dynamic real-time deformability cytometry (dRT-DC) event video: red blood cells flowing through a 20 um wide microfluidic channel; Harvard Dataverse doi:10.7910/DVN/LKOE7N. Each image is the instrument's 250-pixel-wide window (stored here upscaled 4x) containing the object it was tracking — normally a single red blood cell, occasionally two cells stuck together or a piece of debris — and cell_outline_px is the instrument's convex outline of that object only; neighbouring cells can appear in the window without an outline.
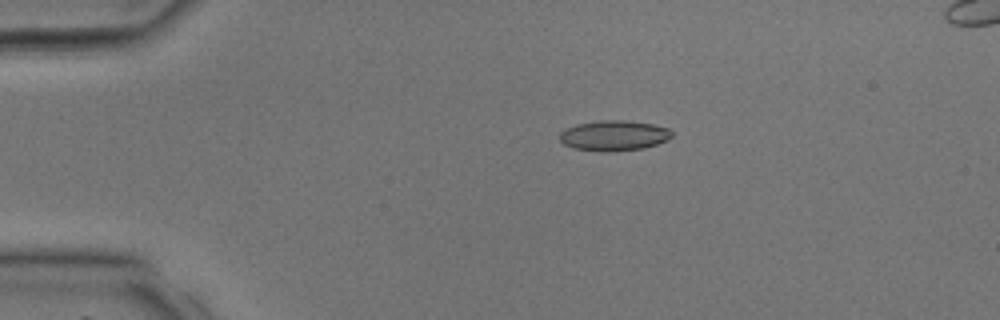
{"species": "common noctule bat (a hibernating species)", "species_latin": "Nyctalus noctula", "temperature_condition": "room temperature", "stored_images_in_passage": 38, "camera_frame_rate_fps": 3000, "um_per_image_px": 0.085, "animal": {"sex": "male", "body_mass_g": 17.9, "forearm_length_mm": 54.2}, "frame": {"image": 1, "passage_image": 8, "time_ms": 2.333, "image_size_px": [1000, 320], "cell_outline_px": [[672, 136], [656, 144], [644, 148], [616, 152], [600, 152], [572, 148], [564, 144], [560, 140], [560, 132], [576, 124], [600, 120], [624, 120], [652, 124], [668, 128], [672, 132]], "centroid_in_image_um": [52.16, 11.53], "position_along_channel_um": 32.8, "area_um2": 19.88}}
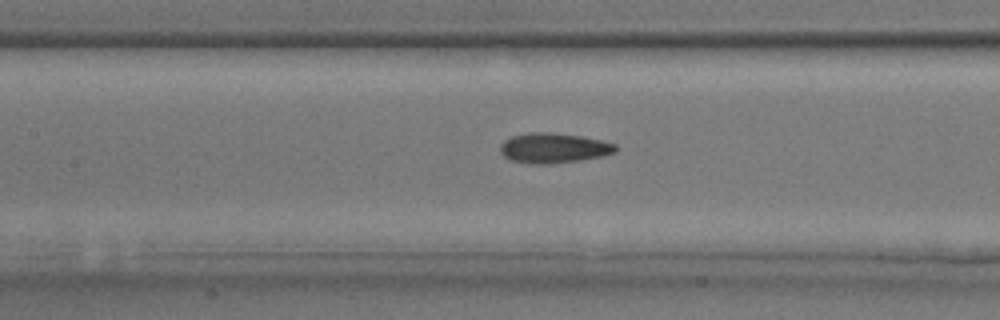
{"frame": {"image": 2, "passage_image": 18, "time_ms": 5.667, "image_size_px": [1000, 320], "cell_outline_px": [[616, 152], [604, 156], [548, 164], [532, 164], [512, 160], [504, 156], [500, 152], [500, 144], [504, 140], [512, 136], [528, 132], [548, 132], [580, 136], [604, 140], [616, 144]], "centroid_in_image_um": [47.06, 12.57], "position_along_channel_um": 160.3, "area_um2": 20.17}}
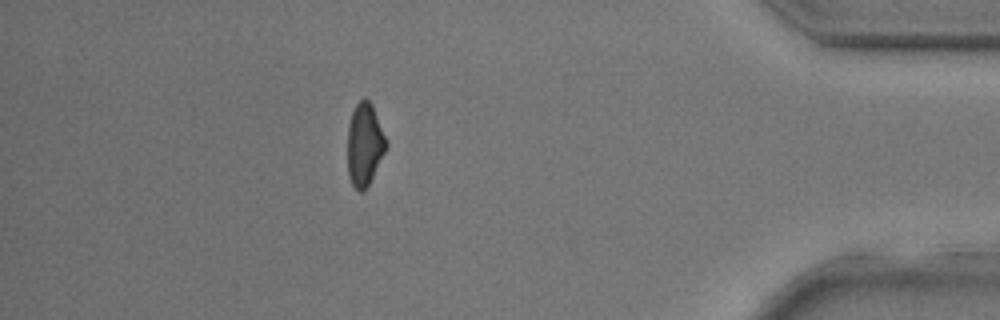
{"frame": {"image": 3, "passage_image": 34, "time_ms": 11.0, "image_size_px": [1000, 320], "cell_outline_px": [[388, 144], [368, 184], [360, 192], [352, 184], [348, 176], [348, 124], [352, 112], [356, 104], [364, 96], [372, 104], [388, 140]], "centroid_in_image_um": [30.99, 12.21], "position_along_channel_um": 404.2, "area_um2": 18.44}}